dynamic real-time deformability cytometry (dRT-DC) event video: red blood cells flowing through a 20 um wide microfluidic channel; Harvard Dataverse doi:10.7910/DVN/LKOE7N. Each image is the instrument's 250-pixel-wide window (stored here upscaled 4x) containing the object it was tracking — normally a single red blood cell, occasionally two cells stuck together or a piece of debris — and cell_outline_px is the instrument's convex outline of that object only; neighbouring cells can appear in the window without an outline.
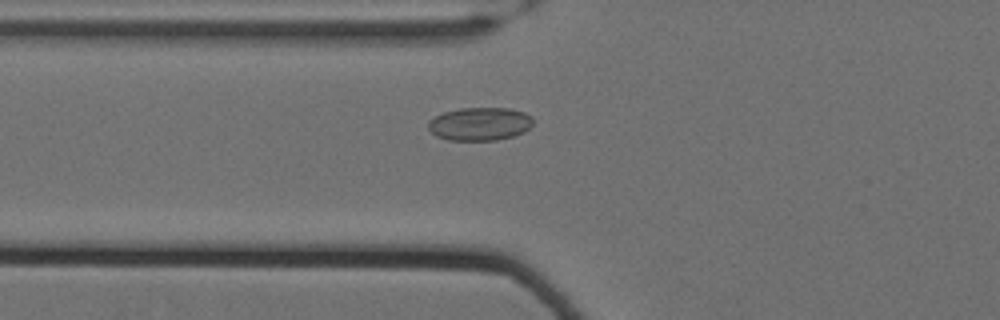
{"species": "Egyptian fruit bat (a non-hibernating species)", "species_latin": "Rousettus aegyptiacus", "temperature_condition": "cold", "stored_images_in_passage": 39, "camera_frame_rate_fps": 3000, "um_per_image_px": 0.085, "animal": {"sex": "female"}, "frame": {"image": 1, "passage_image": 3, "time_ms": 0.667, "image_size_px": [1000, 320], "cell_outline_px": [[532, 124], [524, 132], [512, 136], [496, 140], [448, 140], [436, 136], [428, 128], [428, 120], [444, 112], [460, 108], [508, 108], [524, 112], [532, 116]], "centroid_in_image_um": [40.77, 10.53], "position_along_channel_um": 85.0, "area_um2": 20.23}}
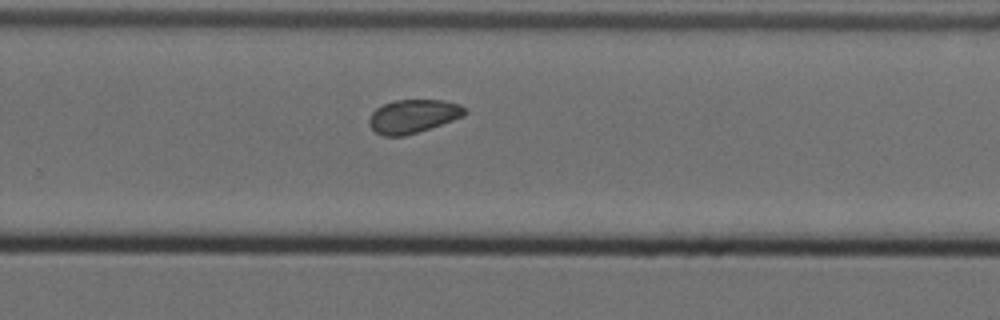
{"frame": {"image": 2, "passage_image": 21, "time_ms": 6.667, "image_size_px": [1000, 320], "cell_outline_px": [[468, 112], [464, 116], [404, 136], [384, 136], [376, 132], [368, 124], [368, 120], [372, 112], [376, 108], [392, 100], [444, 100], [460, 104]], "centroid_in_image_um": [35.09, 9.86], "position_along_channel_um": 294.7, "area_um2": 18.55}}
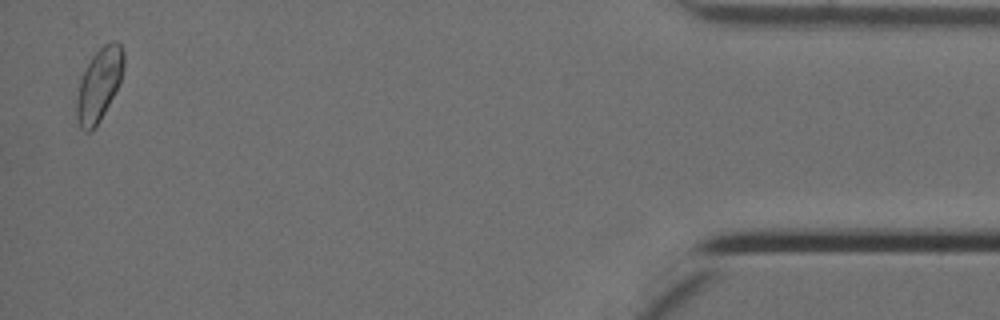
{"frame": {"image": 3, "passage_image": 38, "time_ms": 12.333, "image_size_px": [1000, 320], "cell_outline_px": [[124, 68], [120, 84], [96, 128], [92, 132], [84, 132], [80, 128], [76, 116], [76, 100], [80, 80], [92, 56], [104, 44], [112, 40], [116, 40], [120, 44], [124, 52]], "centroid_in_image_um": [8.44, 7.22], "position_along_channel_um": 426.8, "area_um2": 20.23}, "authors_computed_cell_mechanics": {"area_um2": 19.1896, "velocity_mm_per_s": 3.4915, "shape_relaxation_time_tau1_ms": null, "shape_relaxation_time_tau2_ms": 6.9068, "deformation_change_tau1": null, "deformation_change_tau2": 0.087}}